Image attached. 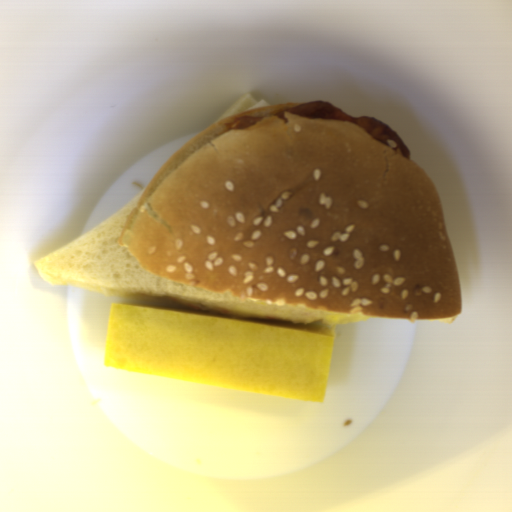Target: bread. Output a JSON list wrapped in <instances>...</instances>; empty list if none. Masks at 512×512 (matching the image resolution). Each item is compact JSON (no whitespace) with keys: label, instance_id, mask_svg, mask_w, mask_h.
<instances>
[{"label":"bread","instance_id":"bread-1","mask_svg":"<svg viewBox=\"0 0 512 512\" xmlns=\"http://www.w3.org/2000/svg\"><path fill=\"white\" fill-rule=\"evenodd\" d=\"M305 103L196 134L157 171L117 243L145 272L244 301L405 320L462 313L431 178L356 124L285 112ZM282 111L287 123L270 115ZM241 116L263 118L229 130Z\"/></svg>","mask_w":512,"mask_h":512},{"label":"bread","instance_id":"bread-2","mask_svg":"<svg viewBox=\"0 0 512 512\" xmlns=\"http://www.w3.org/2000/svg\"><path fill=\"white\" fill-rule=\"evenodd\" d=\"M148 186L107 219L34 261L38 277L49 284H73L125 297L137 306L318 328L374 317L245 301L146 272L118 240L125 222Z\"/></svg>","mask_w":512,"mask_h":512},{"label":"bread","instance_id":"bread-3","mask_svg":"<svg viewBox=\"0 0 512 512\" xmlns=\"http://www.w3.org/2000/svg\"><path fill=\"white\" fill-rule=\"evenodd\" d=\"M266 105H270L266 100H256L254 95L246 94L239 101H237L232 107H230L226 112H224L218 120L215 122H220L224 119L232 117L234 115L256 109L259 107H263ZM214 123V124H215Z\"/></svg>","mask_w":512,"mask_h":512},{"label":"bread","instance_id":"bread-4","mask_svg":"<svg viewBox=\"0 0 512 512\" xmlns=\"http://www.w3.org/2000/svg\"><path fill=\"white\" fill-rule=\"evenodd\" d=\"M457 315L452 316L450 318H423V319H428V320H432V321H436V322L444 324V323L452 322L457 317Z\"/></svg>","mask_w":512,"mask_h":512}]
</instances>
